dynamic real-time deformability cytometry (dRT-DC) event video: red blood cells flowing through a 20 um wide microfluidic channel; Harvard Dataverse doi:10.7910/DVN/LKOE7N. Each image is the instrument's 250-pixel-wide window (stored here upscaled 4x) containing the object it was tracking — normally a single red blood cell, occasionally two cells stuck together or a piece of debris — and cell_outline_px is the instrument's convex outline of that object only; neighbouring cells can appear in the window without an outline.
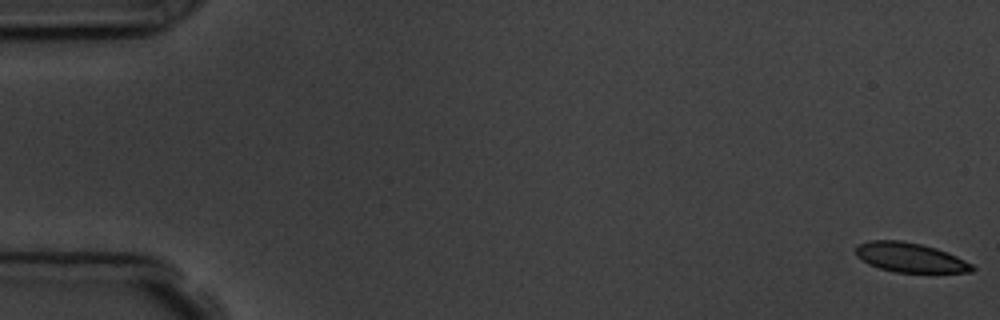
{"species": "common noctule bat (a hibernating species)", "species_latin": "Nyctalus noctula", "temperature_condition": "room temperature", "stored_images_in_passage": 5, "camera_frame_rate_fps": 3000, "um_per_image_px": 0.085, "animal": {"sex": "male", "body_mass_g": 19.5, "forearm_length_mm": 54.6}, "frame": {"image": 1, "passage_image": 1, "time_ms": 0.0, "image_size_px": [1000, 320], "cell_outline_px": [[976, 268], [972, 272], [896, 272], [880, 268], [868, 264], [856, 256], [856, 248], [860, 244], [868, 240], [900, 240], [920, 244], [936, 248], [948, 252], [972, 264]], "centroid_in_image_um": [77.36, 21.88], "position_along_channel_um": 7.6, "area_um2": 19.88}}
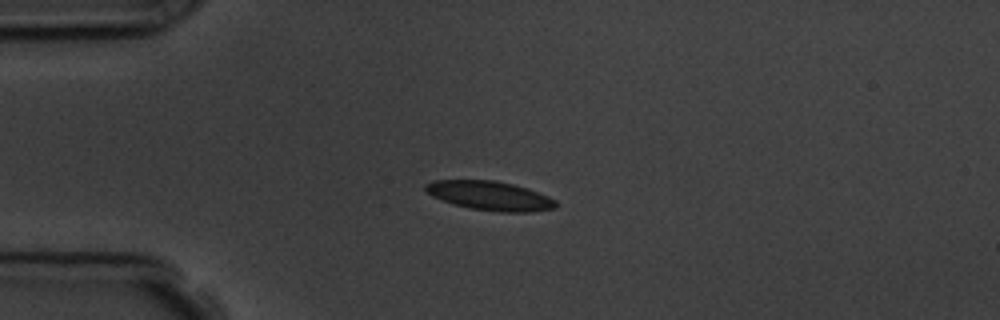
{"frame": {"image": 2, "passage_image": 4, "time_ms": 4.333, "image_size_px": [1000, 320], "cell_outline_px": [[556, 208], [532, 212], [500, 212], [472, 208], [452, 204], [440, 200], [432, 196], [424, 188], [424, 184], [432, 180], [496, 180], [512, 184], [548, 196], [556, 200]], "centroid_in_image_um": [41.61, 16.64], "position_along_channel_um": 43.4, "area_um2": 22.08}}